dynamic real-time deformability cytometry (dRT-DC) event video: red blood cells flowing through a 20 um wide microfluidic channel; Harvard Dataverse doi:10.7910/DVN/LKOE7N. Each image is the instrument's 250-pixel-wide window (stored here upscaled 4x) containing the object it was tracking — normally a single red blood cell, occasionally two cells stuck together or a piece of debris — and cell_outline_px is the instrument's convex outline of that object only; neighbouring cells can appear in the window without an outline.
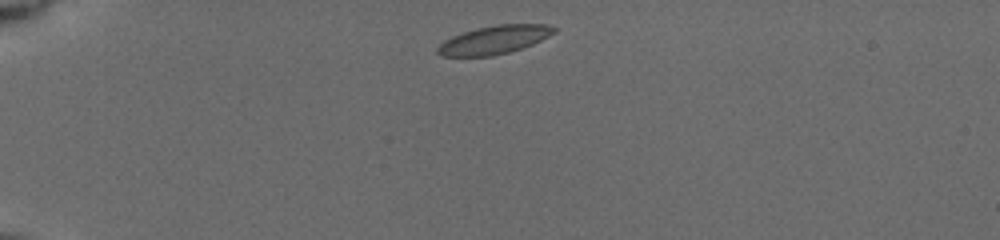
{"species": "common noctule bat (a hibernating species)", "species_latin": "Nyctalus noctula", "temperature_condition": "cold", "stored_images_in_passage": 19, "camera_frame_rate_fps": 3000, "um_per_image_px": 0.085, "animal": {"sex": "female", "body_mass_g": 19.5, "forearm_length_mm": 54.1}, "frame": {"image": 1, "passage_image": 1, "time_ms": 0.0, "image_size_px": [1000, 240], "cell_outline_px": [[556, 32], [532, 44], [508, 52], [492, 56], [440, 56], [436, 52], [436, 48], [444, 40], [452, 36], [476, 28], [496, 24], [548, 24], [556, 28]], "centroid_in_image_um": [41.98, 3.38], "position_along_channel_um": 43.0, "area_um2": 19.19}}
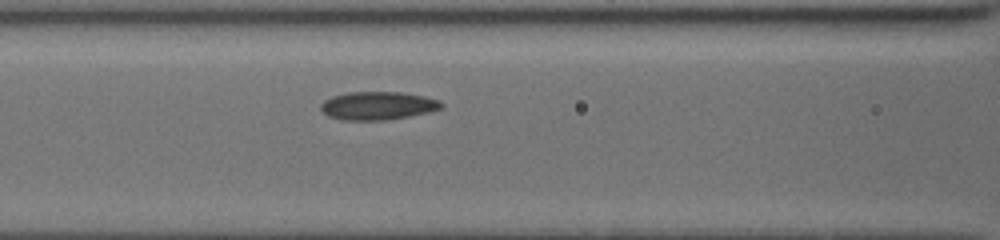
{"frame": {"image": 2, "passage_image": 9, "time_ms": 3.667, "image_size_px": [1000, 240], "cell_outline_px": [[444, 104], [440, 108], [428, 112], [408, 116], [384, 120], [340, 120], [328, 116], [320, 108], [320, 104], [324, 100], [332, 96], [348, 92], [400, 92], [424, 96], [440, 100]], "centroid_in_image_um": [32.08, 8.98], "position_along_channel_um": 134.5, "area_um2": 19.77}}
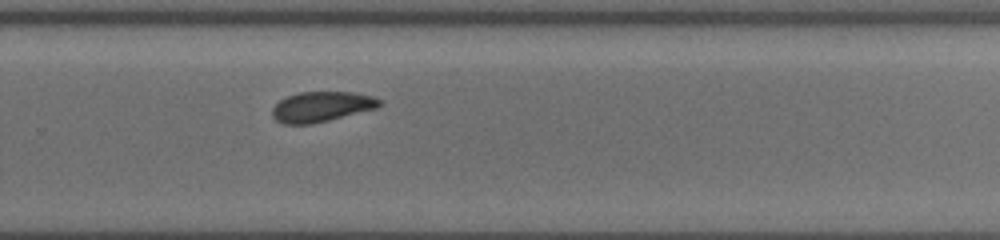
{"frame": {"image": 3, "passage_image": 19, "time_ms": 8.0, "image_size_px": [1000, 240], "cell_outline_px": [[380, 104], [376, 108], [328, 120], [308, 124], [284, 124], [276, 120], [272, 116], [272, 108], [280, 100], [288, 96], [300, 92], [352, 92], [372, 96], [380, 100]], "centroid_in_image_um": [27.29, 9.06], "position_along_channel_um": 302.5, "area_um2": 18.55}}